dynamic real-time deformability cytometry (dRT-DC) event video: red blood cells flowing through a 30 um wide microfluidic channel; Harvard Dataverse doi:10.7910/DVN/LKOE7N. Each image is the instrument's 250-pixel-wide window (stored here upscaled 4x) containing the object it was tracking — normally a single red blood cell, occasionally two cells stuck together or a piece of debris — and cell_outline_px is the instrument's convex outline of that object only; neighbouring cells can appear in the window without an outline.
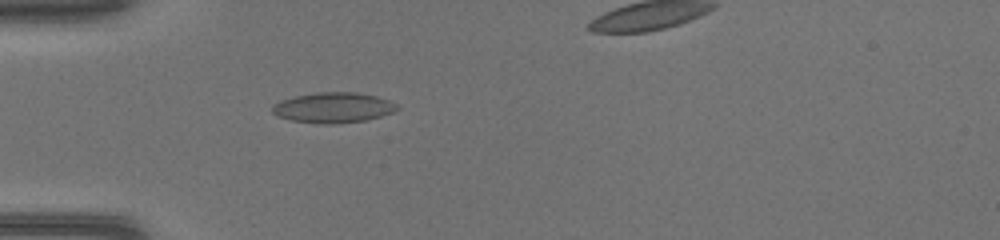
{"species": "common noctule bat (a hibernating species)", "species_latin": "Nyctalus noctula", "temperature_condition": "warm", "stored_images_in_passage": 33, "camera_frame_rate_fps": 3000, "um_per_image_px": 0.085, "animal": {"sex": "female", "body_mass_g": 17.0, "forearm_length_mm": 48.0}, "frame": {"image": 1, "passage_image": 5, "time_ms": 1.333, "image_size_px": [1000, 240], "cell_outline_px": [[400, 108], [392, 112], [380, 116], [364, 120], [332, 124], [324, 124], [292, 120], [276, 116], [272, 112], [272, 104], [280, 100], [296, 96], [316, 92], [356, 92], [376, 96], [388, 100], [396, 104]], "centroid_in_image_um": [28.29, 9.14], "position_along_channel_um": 56.7, "area_um2": 21.96}}
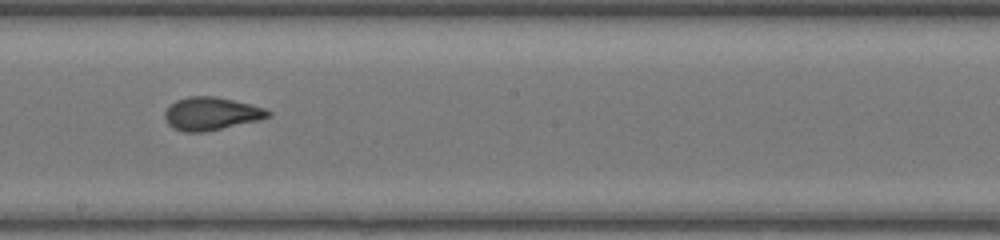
{"frame": {"image": 2, "passage_image": 17, "time_ms": 5.333, "image_size_px": [1000, 240], "cell_outline_px": [[272, 116], [260, 120], [204, 132], [184, 132], [172, 128], [168, 124], [164, 116], [164, 112], [176, 100], [188, 96], [216, 96], [264, 108], [272, 112]], "centroid_in_image_um": [17.95, 9.67], "position_along_channel_um": 230.3, "area_um2": 19.83}}
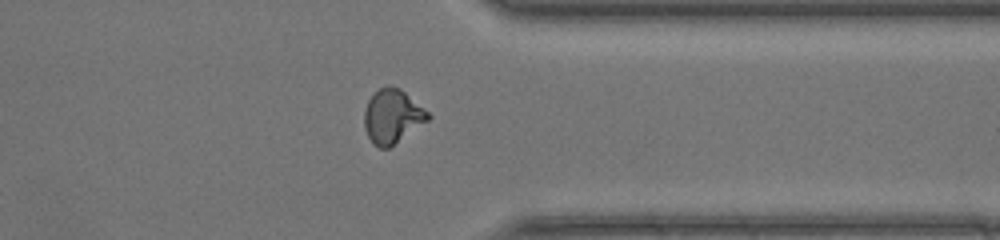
{"frame": {"image": 3, "passage_image": 27, "time_ms": 8.667, "image_size_px": [1000, 240], "cell_outline_px": [[432, 116], [428, 120], [388, 148], [380, 148], [372, 144], [364, 128], [364, 108], [368, 100], [380, 88], [388, 84], [400, 88], [428, 112]], "centroid_in_image_um": [33.32, 9.88], "position_along_channel_um": 378.1, "area_um2": 19.88}}